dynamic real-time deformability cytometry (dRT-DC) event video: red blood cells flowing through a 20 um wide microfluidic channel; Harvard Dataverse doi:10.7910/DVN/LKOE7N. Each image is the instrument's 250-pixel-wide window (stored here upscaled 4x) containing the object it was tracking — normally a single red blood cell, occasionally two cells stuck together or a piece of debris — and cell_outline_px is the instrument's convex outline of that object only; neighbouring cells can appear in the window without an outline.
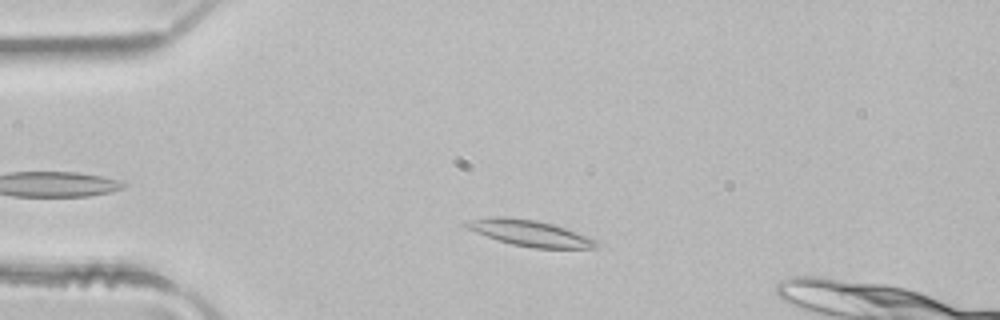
{"species": "common noctule bat (a hibernating species)", "species_latin": "Nyctalus noctula", "temperature_condition": "room temperature", "stored_images_in_passage": 34, "camera_frame_rate_fps": 3000, "um_per_image_px": 0.085, "animal": {"sex": "male", "body_mass_g": 21.5, "forearm_length_mm": 52.0}, "frame": {"image": 1, "passage_image": 7, "time_ms": 2.0, "image_size_px": [1000, 320], "cell_outline_px": [[596, 248], [532, 248], [512, 244], [464, 228], [464, 224], [472, 220], [492, 216], [504, 216], [536, 220], [552, 224], [564, 228], [584, 236], [592, 240], [596, 244]], "centroid_in_image_um": [44.95, 19.8], "position_along_channel_um": 40.0, "area_um2": 19.07}}
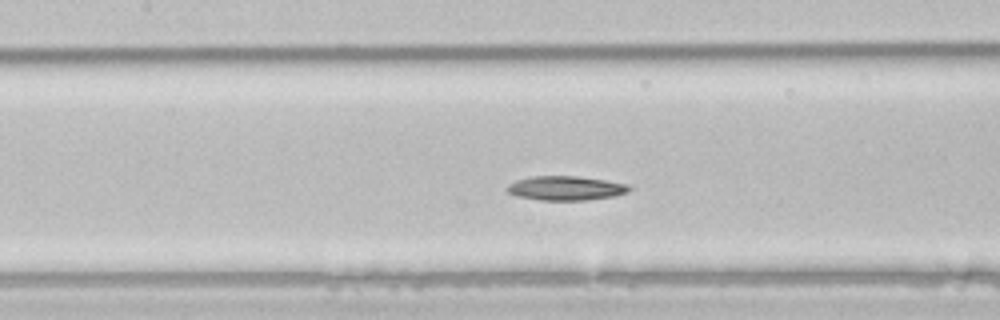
{"frame": {"image": 2, "passage_image": 18, "time_ms": 5.667, "image_size_px": [1000, 320], "cell_outline_px": [[632, 188], [628, 192], [616, 196], [588, 200], [540, 200], [516, 196], [508, 192], [504, 188], [508, 184], [516, 180], [528, 176], [576, 176], [604, 180], [628, 184]], "centroid_in_image_um": [48.07, 15.99], "position_along_channel_um": 159.3, "area_um2": 17.46}}
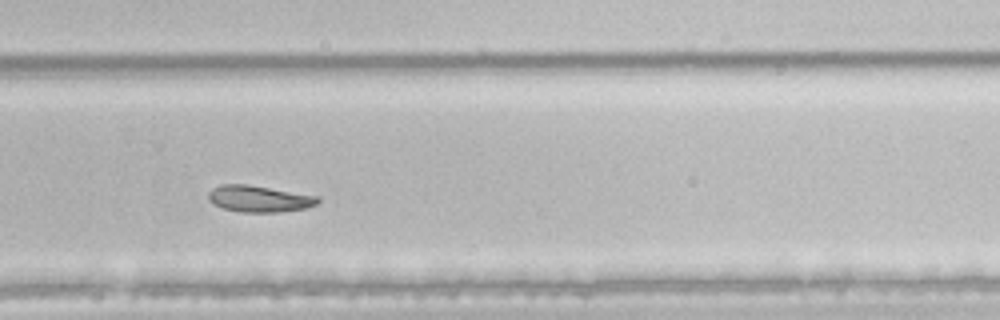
{"frame": {"image": 3, "passage_image": 29, "time_ms": 9.333, "image_size_px": [1000, 320], "cell_outline_px": [[320, 200], [316, 204], [304, 208], [280, 212], [240, 212], [224, 208], [208, 200], [208, 192], [212, 188], [220, 184], [248, 184], [320, 196]], "centroid_in_image_um": [22.03, 16.88], "position_along_channel_um": 307.8, "area_um2": 16.94}, "authors_computed_cell_mechanics": {"area_um2": 17.4556, "velocity_mm_per_s": 4.0683, "shape_relaxation_time_tau1_ms": 8.944, "shape_relaxation_time_tau2_ms": null, "deformation_change_tau1": 0.1948, "deformation_change_tau2": null}}